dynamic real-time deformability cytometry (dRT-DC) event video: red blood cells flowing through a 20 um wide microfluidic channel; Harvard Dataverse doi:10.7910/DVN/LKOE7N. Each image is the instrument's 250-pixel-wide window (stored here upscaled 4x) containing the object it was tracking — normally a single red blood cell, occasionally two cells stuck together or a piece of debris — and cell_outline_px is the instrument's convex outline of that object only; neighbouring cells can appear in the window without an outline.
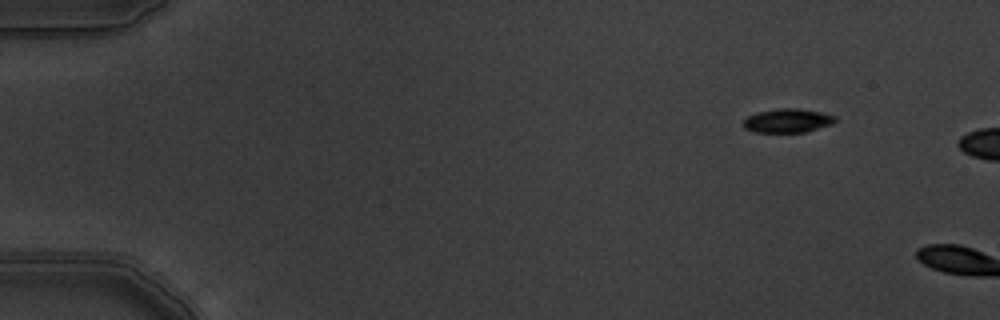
{"species": "common noctule bat (a hibernating species)", "species_latin": "Nyctalus noctula", "temperature_condition": "warm", "stored_images_in_passage": 2, "camera_frame_rate_fps": 3000, "um_per_image_px": 0.085, "animal": {"sex": "male", "body_mass_g": 19.5, "forearm_length_mm": 54.6}, "frame": {"image": 1, "passage_image": 1, "time_ms": 0.0, "image_size_px": [1000, 320], "cell_outline_px": [[836, 120], [832, 124], [804, 132], [756, 132], [744, 128], [744, 120], [748, 116], [756, 112], [780, 108], [796, 108], [824, 112], [836, 116]], "centroid_in_image_um": [66.96, 10.24], "position_along_channel_um": 18.0, "area_um2": 12.77}}